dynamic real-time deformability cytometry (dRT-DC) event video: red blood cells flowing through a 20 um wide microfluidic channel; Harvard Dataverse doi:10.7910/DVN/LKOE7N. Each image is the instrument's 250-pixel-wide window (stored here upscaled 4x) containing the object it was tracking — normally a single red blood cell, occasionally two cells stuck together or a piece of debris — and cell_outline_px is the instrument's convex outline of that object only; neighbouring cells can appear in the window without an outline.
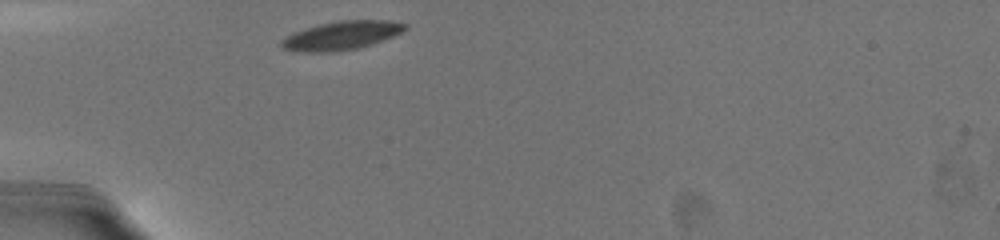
{"species": "common noctule bat (a hibernating species)", "species_latin": "Nyctalus noctula", "temperature_condition": "warm", "stored_images_in_passage": 19, "camera_frame_rate_fps": 3000, "um_per_image_px": 0.085, "animal": {"sex": "female", "body_mass_g": 19.5, "forearm_length_mm": 54.1}, "frame": {"image": 1, "passage_image": 1, "time_ms": 0.0, "image_size_px": [1000, 240], "cell_outline_px": [[408, 28], [404, 32], [384, 40], [360, 48], [332, 52], [296, 52], [280, 48], [280, 40], [292, 32], [320, 24], [340, 20], [388, 20], [408, 24]], "centroid_in_image_um": [29.03, 3.03], "position_along_channel_um": 56.0, "area_um2": 21.04}}
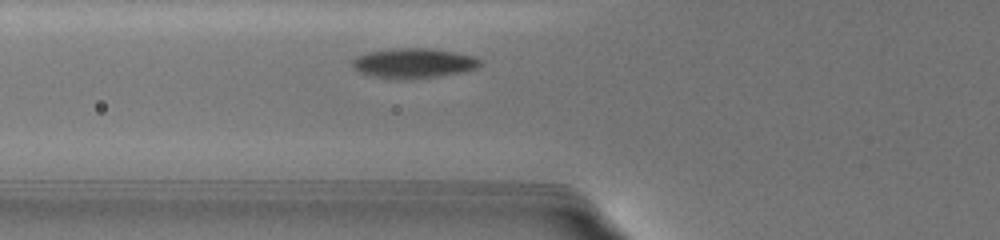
{"frame": {"image": 2, "passage_image": 11, "time_ms": 1.333, "image_size_px": [1000, 240], "cell_outline_px": [[484, 64], [476, 68], [464, 72], [440, 76], [372, 76], [360, 72], [352, 68], [352, 60], [356, 56], [368, 52], [400, 48], [428, 48], [456, 52], [472, 56], [480, 60]], "centroid_in_image_um": [35.2, 5.32], "position_along_channel_um": 90.6, "area_um2": 21.39}}